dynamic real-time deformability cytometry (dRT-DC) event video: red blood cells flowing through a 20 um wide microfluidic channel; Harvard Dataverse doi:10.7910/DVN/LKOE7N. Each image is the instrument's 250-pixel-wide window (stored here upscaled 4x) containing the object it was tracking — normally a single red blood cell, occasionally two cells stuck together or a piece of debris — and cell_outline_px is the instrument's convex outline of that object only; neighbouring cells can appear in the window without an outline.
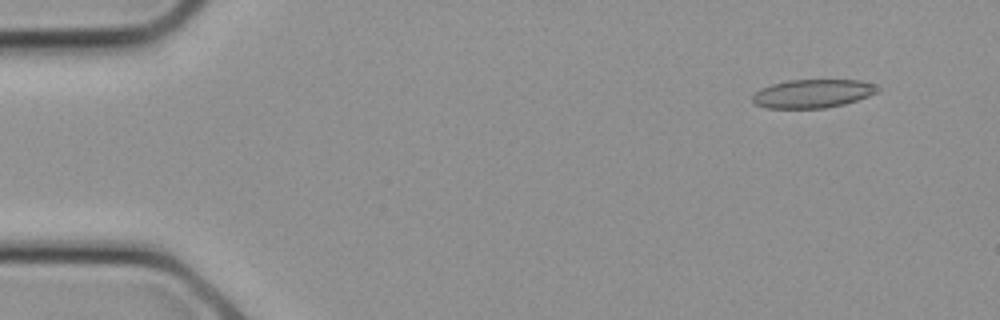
{"species": "common noctule bat (a hibernating species)", "species_latin": "Nyctalus noctula", "temperature_condition": "cold", "stored_images_in_passage": 15, "camera_frame_rate_fps": 3000, "um_per_image_px": 0.085, "animal": {"sex": "female", "body_mass_g": 21.9}, "frame": {"image": 1, "passage_image": 3, "time_ms": 0.667, "image_size_px": [1000, 320], "cell_outline_px": [[880, 88], [876, 92], [868, 96], [844, 104], [824, 108], [764, 108], [756, 104], [752, 100], [752, 96], [760, 88], [772, 84], [788, 80], [860, 80], [876, 84]], "centroid_in_image_um": [69.07, 7.95], "position_along_channel_um": 15.9, "area_um2": 20.75}}
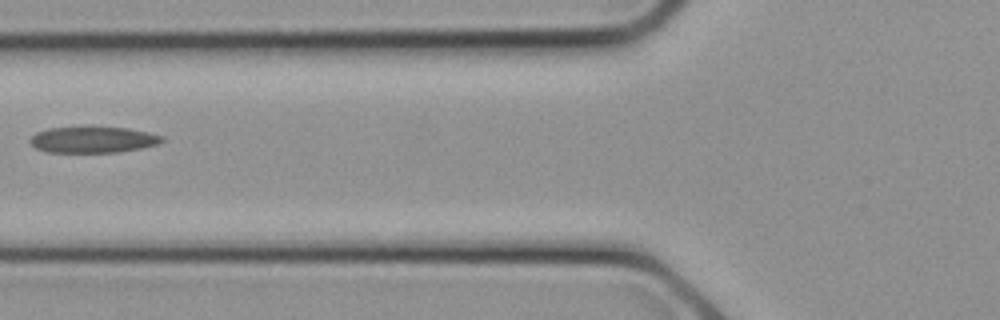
{"frame": {"image": 2, "passage_image": 11, "time_ms": 3.333, "image_size_px": [1000, 320], "cell_outline_px": [[164, 140], [160, 144], [140, 148], [116, 152], [48, 152], [36, 148], [28, 140], [36, 132], [48, 128], [88, 124], [92, 124], [128, 128], [148, 132], [164, 136]], "centroid_in_image_um": [7.9, 11.82], "position_along_channel_um": 117.9, "area_um2": 21.04}}
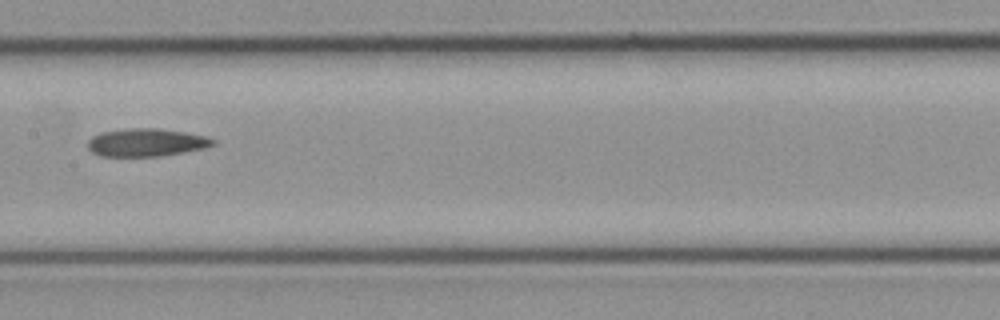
{"frame": {"image": 3, "passage_image": 14, "time_ms": 4.333, "image_size_px": [1000, 320], "cell_outline_px": [[216, 144], [204, 148], [184, 152], [160, 156], [100, 156], [92, 152], [88, 148], [88, 140], [92, 136], [100, 132], [124, 128], [160, 128], [184, 132], [204, 136], [216, 140]], "centroid_in_image_um": [12.41, 12.1], "position_along_channel_um": 195.0, "area_um2": 20.46}}